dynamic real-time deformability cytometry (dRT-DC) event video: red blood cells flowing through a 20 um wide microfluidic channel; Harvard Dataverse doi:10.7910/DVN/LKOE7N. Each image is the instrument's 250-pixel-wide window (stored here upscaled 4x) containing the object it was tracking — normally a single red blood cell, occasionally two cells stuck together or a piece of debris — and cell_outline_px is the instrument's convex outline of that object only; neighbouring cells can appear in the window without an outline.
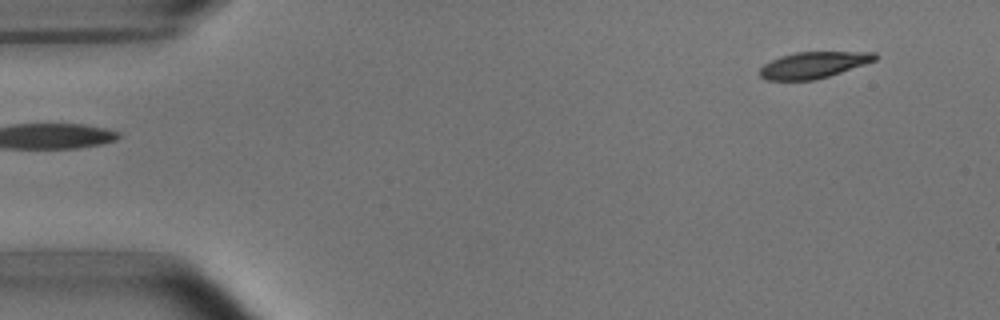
{"species": "common noctule bat (a hibernating species)", "species_latin": "Nyctalus noctula", "temperature_condition": "room temperature", "stored_images_in_passage": 6, "camera_frame_rate_fps": 3000, "um_per_image_px": 0.085, "animal": {"sex": "male", "body_mass_g": 15.6}, "frame": {"image": 1, "passage_image": 6, "time_ms": 5.667, "image_size_px": [1000, 320], "cell_outline_px": [[880, 56], [876, 60], [816, 80], [768, 80], [760, 76], [760, 68], [764, 64], [780, 56], [796, 52], [876, 52]], "centroid_in_image_um": [69.16, 5.51], "position_along_channel_um": 15.8, "area_um2": 17.57}}